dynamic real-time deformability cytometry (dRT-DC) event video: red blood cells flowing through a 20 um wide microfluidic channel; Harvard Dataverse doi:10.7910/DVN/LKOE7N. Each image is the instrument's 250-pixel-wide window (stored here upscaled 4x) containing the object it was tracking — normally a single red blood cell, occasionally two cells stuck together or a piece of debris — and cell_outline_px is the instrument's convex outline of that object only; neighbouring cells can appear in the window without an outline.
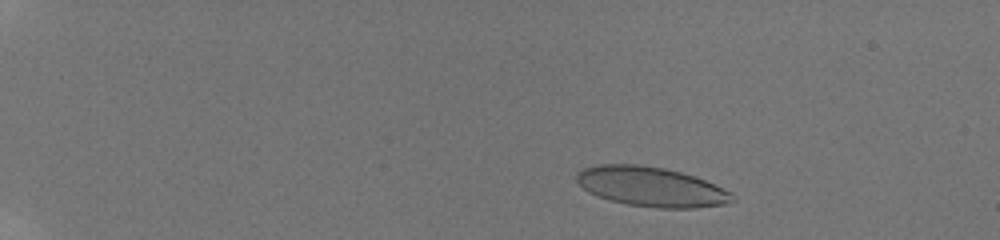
{"species": "human", "species_latin": "Homo sapiens", "temperature_condition": "room temperature", "stored_images_in_passage": 24, "camera_frame_rate_fps": 3000, "um_per_image_px": 0.085, "donor": {"sex": "male"}, "frame": {"image": 1, "passage_image": 5, "time_ms": 2.0, "image_size_px": [1000, 240], "cell_outline_px": [[736, 200], [724, 204], [696, 208], [656, 208], [628, 204], [612, 200], [588, 192], [576, 180], [576, 176], [584, 168], [600, 164], [636, 164], [664, 168], [696, 176], [732, 192], [736, 196]], "centroid_in_image_um": [55.41, 15.87], "position_along_channel_um": 29.6, "area_um2": 35.84}}
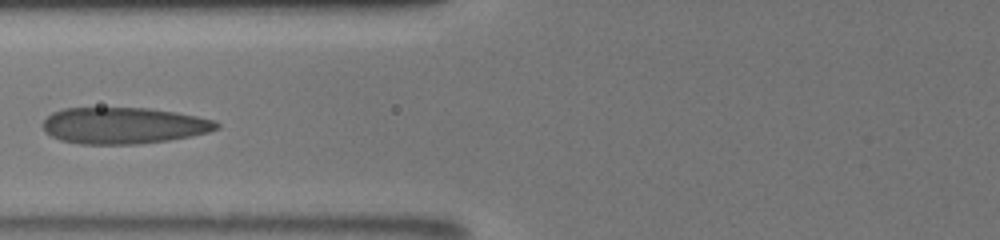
{"frame": {"image": 2, "passage_image": 17, "time_ms": 7.333, "image_size_px": [1000, 240], "cell_outline_px": [[220, 128], [208, 132], [168, 140], [140, 144], [80, 144], [60, 140], [44, 132], [44, 120], [52, 112], [64, 108], [148, 108], [176, 112], [216, 120], [220, 124]], "centroid_in_image_um": [10.51, 10.67], "position_along_channel_um": 115.3, "area_um2": 36.88}}
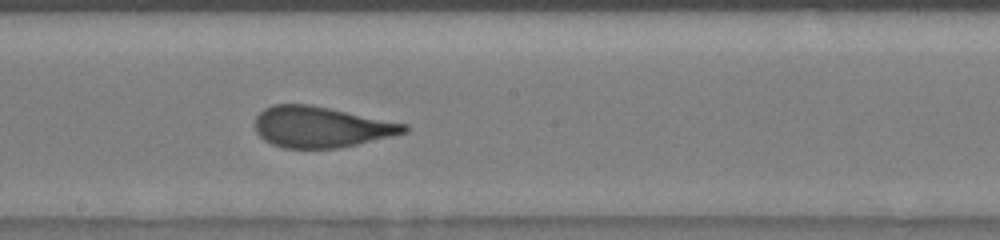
{"frame": {"image": 3, "passage_image": 24, "time_ms": 10.0, "image_size_px": [1000, 240], "cell_outline_px": [[408, 132], [392, 136], [340, 148], [284, 148], [272, 144], [264, 140], [256, 132], [256, 116], [264, 108], [272, 104], [308, 104], [408, 124]], "centroid_in_image_um": [27.28, 10.8], "position_along_channel_um": 220.9, "area_um2": 35.43}}